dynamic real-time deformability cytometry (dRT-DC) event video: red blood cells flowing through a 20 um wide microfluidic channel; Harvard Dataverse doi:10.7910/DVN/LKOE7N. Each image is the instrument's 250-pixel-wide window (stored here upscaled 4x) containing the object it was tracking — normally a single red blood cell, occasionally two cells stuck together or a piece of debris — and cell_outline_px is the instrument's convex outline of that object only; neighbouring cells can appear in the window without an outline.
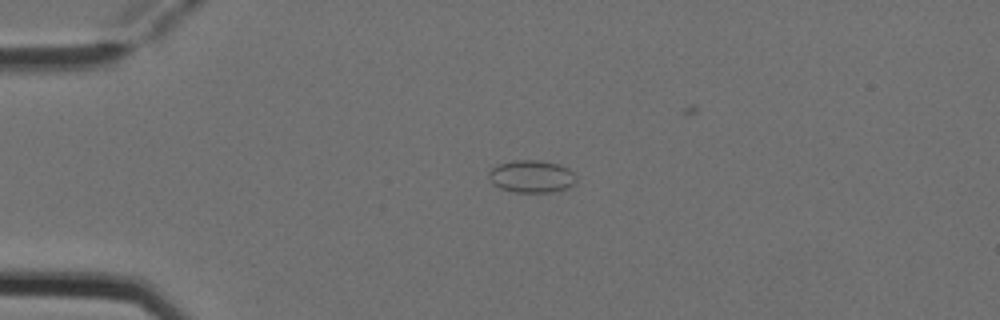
{"species": "Egyptian fruit bat (a non-hibernating species)", "species_latin": "Rousettus aegyptiacus", "temperature_condition": "cold", "stored_images_in_passage": 2, "camera_frame_rate_fps": 3000, "um_per_image_px": 0.085, "animal": {"sex": "female"}, "frame": {"image": 1, "passage_image": 1, "time_ms": 0.0, "image_size_px": [1000, 320], "cell_outline_px": [[576, 180], [568, 188], [552, 192], [516, 192], [500, 188], [492, 184], [488, 176], [488, 172], [492, 168], [500, 164], [512, 160], [540, 160], [556, 164], [568, 168], [576, 176]], "centroid_in_image_um": [45.16, 15.0], "position_along_channel_um": 39.8, "area_um2": 16.47}}